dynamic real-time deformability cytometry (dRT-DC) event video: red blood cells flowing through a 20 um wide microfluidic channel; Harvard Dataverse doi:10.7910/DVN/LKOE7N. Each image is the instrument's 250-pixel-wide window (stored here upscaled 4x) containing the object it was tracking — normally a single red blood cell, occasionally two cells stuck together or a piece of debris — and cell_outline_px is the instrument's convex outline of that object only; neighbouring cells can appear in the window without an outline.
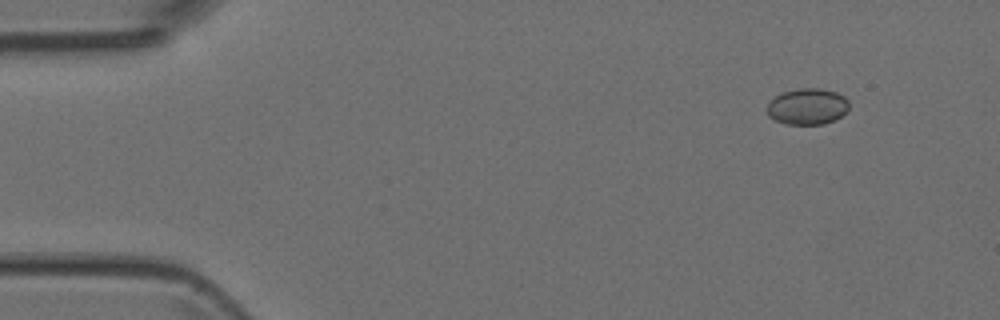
{"species": "Egyptian fruit bat (a non-hibernating species)", "species_latin": "Rousettus aegyptiacus", "temperature_condition": "room temperature", "stored_images_in_passage": 4, "camera_frame_rate_fps": 3000, "um_per_image_px": 0.085, "animal": {"sex": "female"}, "frame": {"image": 1, "passage_image": 1, "time_ms": 0.0, "image_size_px": [1000, 320], "cell_outline_px": [[848, 108], [836, 120], [824, 124], [784, 124], [772, 120], [768, 116], [764, 108], [768, 100], [784, 92], [800, 88], [820, 88], [836, 92], [844, 96], [848, 100]], "centroid_in_image_um": [68.56, 9.06], "position_along_channel_um": 16.4, "area_um2": 17.63}}
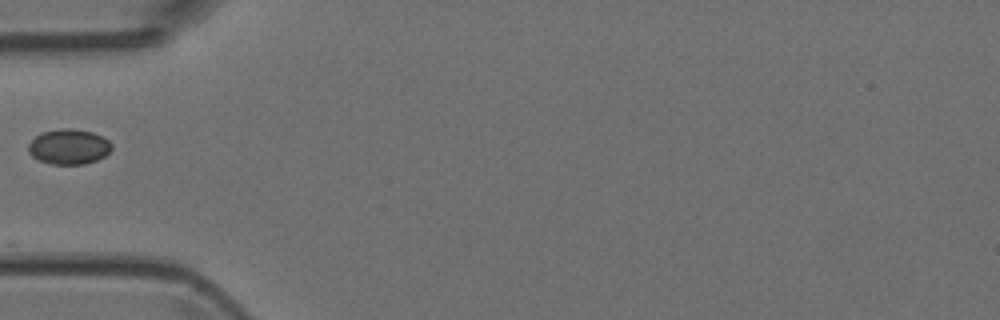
{"frame": {"image": 2, "passage_image": 4, "time_ms": 4.0, "image_size_px": [1000, 320], "cell_outline_px": [[112, 148], [104, 156], [96, 160], [84, 164], [52, 164], [40, 160], [32, 156], [28, 152], [28, 144], [40, 132], [60, 128], [72, 128], [92, 132], [108, 140], [112, 144]], "centroid_in_image_um": [5.83, 12.46], "position_along_channel_um": 79.2, "area_um2": 17.05}}